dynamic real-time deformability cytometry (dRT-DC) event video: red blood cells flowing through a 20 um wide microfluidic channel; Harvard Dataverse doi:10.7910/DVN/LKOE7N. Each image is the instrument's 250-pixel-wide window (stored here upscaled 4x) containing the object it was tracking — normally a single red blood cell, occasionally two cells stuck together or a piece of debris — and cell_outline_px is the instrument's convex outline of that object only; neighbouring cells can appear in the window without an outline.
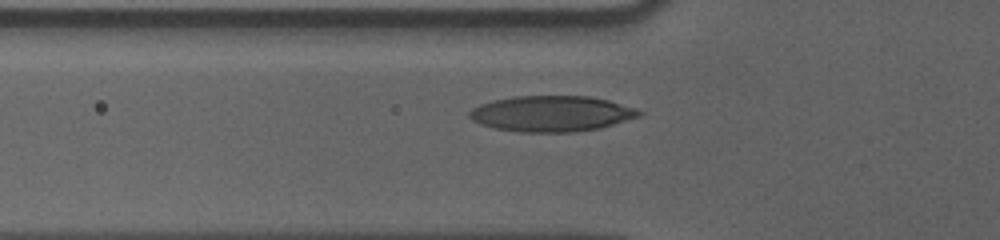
{"species": "human", "species_latin": "Homo sapiens", "temperature_condition": "cold", "stored_images_in_passage": 40, "camera_frame_rate_fps": 3000, "um_per_image_px": 0.085, "donor": {"sex": "male"}, "frame": {"image": 1, "passage_image": 2, "time_ms": 0.333, "image_size_px": [1000, 240], "cell_outline_px": [[644, 112], [640, 116], [600, 128], [576, 132], [520, 132], [496, 128], [480, 124], [472, 120], [468, 116], [468, 112], [472, 108], [480, 104], [492, 100], [512, 96], [588, 96], [608, 100], [636, 108]], "centroid_in_image_um": [46.87, 9.66], "position_along_channel_um": 78.9, "area_um2": 35.49}}
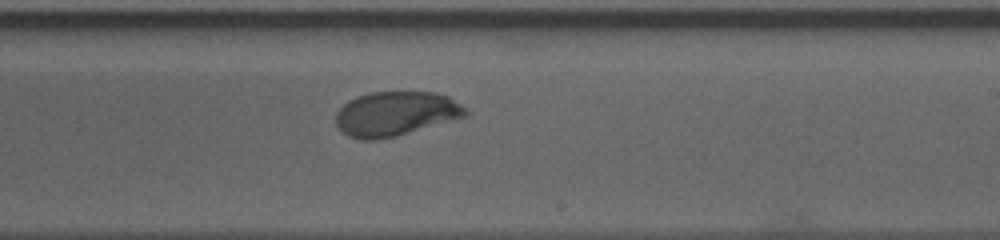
{"frame": {"image": 2, "passage_image": 17, "time_ms": 5.333, "image_size_px": [1000, 240], "cell_outline_px": [[468, 116], [396, 136], [376, 140], [364, 140], [348, 136], [336, 124], [336, 112], [348, 100], [356, 96], [368, 92], [436, 92], [448, 96], [460, 104], [468, 112]], "centroid_in_image_um": [33.62, 9.66], "position_along_channel_um": 255.4, "area_um2": 33.58}}
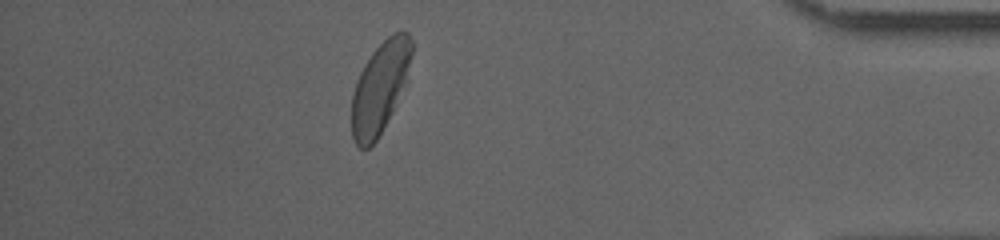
{"frame": {"image": 3, "passage_image": 33, "time_ms": 10.667, "image_size_px": [1000, 240], "cell_outline_px": [[412, 52], [404, 84], [376, 140], [368, 148], [360, 148], [356, 144], [352, 136], [352, 92], [356, 80], [364, 64], [372, 52], [388, 36], [396, 32], [408, 32], [412, 40]], "centroid_in_image_um": [32.25, 7.41], "position_along_channel_um": 402.9, "area_um2": 30.87}, "authors_computed_cell_mechanics": {"area_um2": 33.8419, "velocity_mm_per_s": 3.5217, "shape_relaxation_time_tau1_ms": 3.6132, "shape_relaxation_time_tau2_ms": null, "deformation_change_tau1": 0.1563, "deformation_change_tau2": null}}